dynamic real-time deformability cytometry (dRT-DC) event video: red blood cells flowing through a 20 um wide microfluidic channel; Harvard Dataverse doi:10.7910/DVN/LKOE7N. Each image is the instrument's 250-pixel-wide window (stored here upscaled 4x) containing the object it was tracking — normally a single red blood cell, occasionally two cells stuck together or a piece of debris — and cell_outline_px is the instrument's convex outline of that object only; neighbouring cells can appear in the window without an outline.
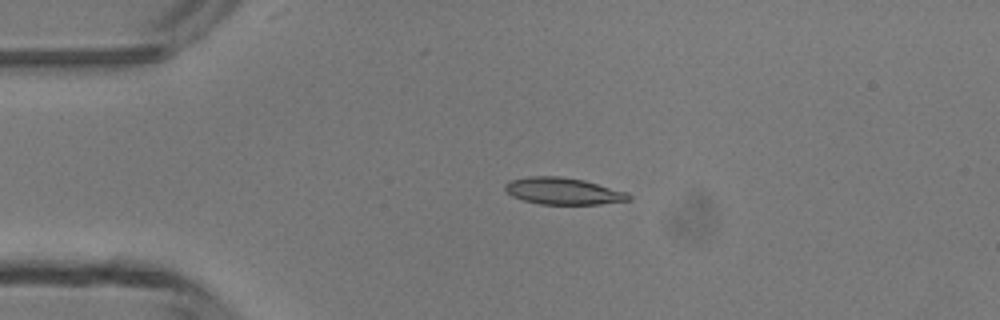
{"species": "common noctule bat (a hibernating species)", "species_latin": "Nyctalus noctula", "temperature_condition": "room temperature", "stored_images_in_passage": 3, "camera_frame_rate_fps": 3000, "um_per_image_px": 0.085, "animal": {"sex": "male", "body_mass_g": 13.3}, "frame": {"image": 1, "passage_image": 2, "time_ms": 1.333, "image_size_px": [1000, 320], "cell_outline_px": [[632, 200], [600, 204], [540, 204], [524, 200], [512, 196], [504, 192], [504, 184], [512, 180], [528, 176], [560, 176], [584, 180], [628, 192], [632, 196]], "centroid_in_image_um": [47.88, 16.24], "position_along_channel_um": 37.1, "area_um2": 19.48}}